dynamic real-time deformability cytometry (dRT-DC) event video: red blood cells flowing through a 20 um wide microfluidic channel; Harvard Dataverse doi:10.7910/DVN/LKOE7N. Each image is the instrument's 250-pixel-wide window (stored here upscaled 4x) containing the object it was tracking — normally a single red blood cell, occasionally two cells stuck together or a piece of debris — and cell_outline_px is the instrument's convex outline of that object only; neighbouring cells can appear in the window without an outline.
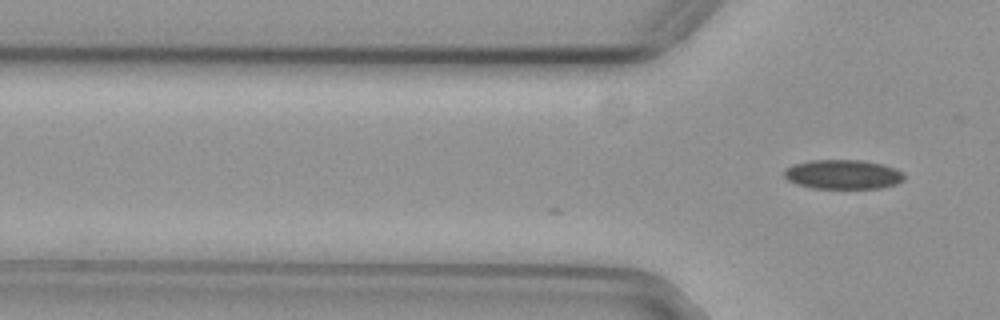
{"species": "common noctule bat (a hibernating species)", "species_latin": "Nyctalus noctula", "temperature_condition": "cold", "stored_images_in_passage": 6, "camera_frame_rate_fps": 3000, "um_per_image_px": 0.085, "animal": {"sex": "female", "body_mass_g": 29.2, "forearm_length_mm": 56.3}, "frame": {"image": 1, "passage_image": 6, "time_ms": 1.667, "image_size_px": [1000, 320], "cell_outline_px": [[904, 180], [896, 184], [880, 188], [812, 188], [796, 184], [788, 180], [784, 176], [784, 168], [792, 164], [812, 160], [860, 160], [880, 164], [892, 168], [900, 172], [904, 176]], "centroid_in_image_um": [71.58, 14.83], "position_along_channel_um": 54.2, "area_um2": 20.4}}